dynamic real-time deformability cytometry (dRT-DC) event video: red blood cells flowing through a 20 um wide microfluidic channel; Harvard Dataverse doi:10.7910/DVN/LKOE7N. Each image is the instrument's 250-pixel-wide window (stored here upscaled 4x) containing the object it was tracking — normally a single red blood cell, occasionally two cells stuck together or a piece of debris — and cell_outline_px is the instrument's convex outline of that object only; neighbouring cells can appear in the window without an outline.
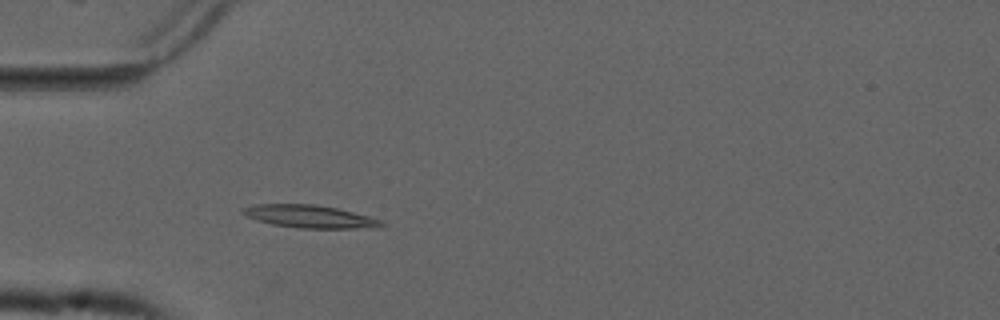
{"species": "common noctule bat (a hibernating species)", "species_latin": "Nyctalus noctula", "temperature_condition": "cold", "stored_images_in_passage": 52, "camera_frame_rate_fps": 3000, "um_per_image_px": 0.085, "animal": {"sex": "male", "forearm_length_mm": 52.5}, "frame": {"image": 1, "passage_image": 14, "time_ms": 4.333, "image_size_px": [1000, 320], "cell_outline_px": [[388, 224], [380, 228], [296, 228], [272, 224], [248, 216], [240, 212], [240, 208], [256, 204], [316, 204], [336, 208], [368, 216], [380, 220]], "centroid_in_image_um": [26.36, 18.4], "position_along_channel_um": 58.6, "area_um2": 18.38}}
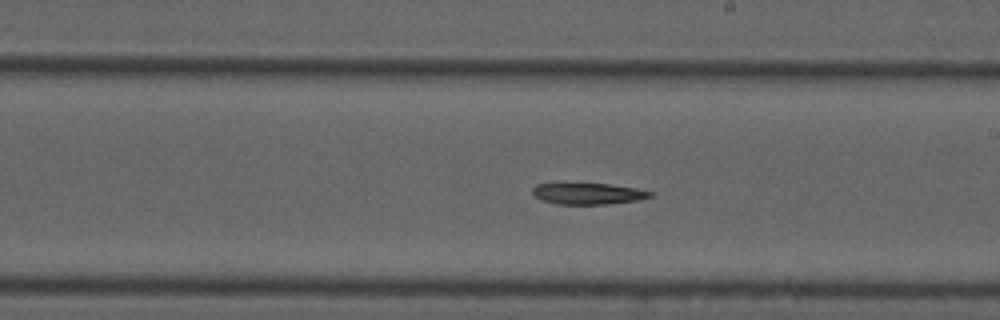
{"frame": {"image": 2, "passage_image": 29, "time_ms": 9.333, "image_size_px": [1000, 320], "cell_outline_px": [[652, 196], [636, 200], [608, 204], [556, 204], [540, 200], [532, 192], [532, 188], [536, 184], [556, 180], [564, 180], [608, 184], [636, 188], [652, 192]], "centroid_in_image_um": [49.83, 16.39], "position_along_channel_um": 239.2, "area_um2": 15.55}}
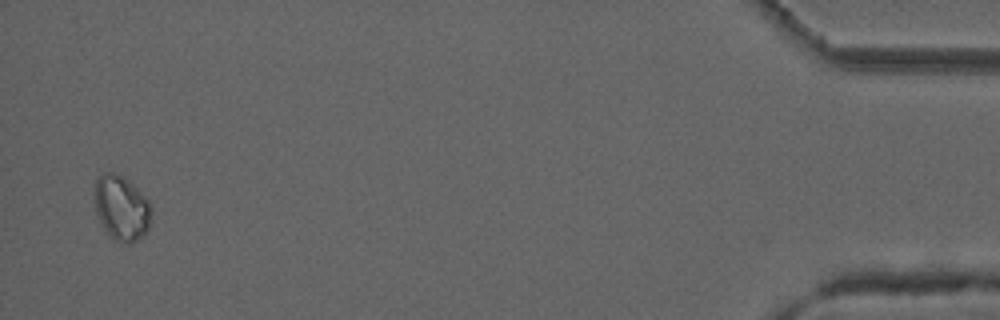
{"frame": {"image": 3, "passage_image": 51, "time_ms": 16.667, "image_size_px": [1000, 320], "cell_outline_px": [[152, 212], [148, 228], [136, 240], [128, 244], [124, 244], [116, 240], [104, 228], [96, 212], [96, 176], [104, 172], [112, 172], [124, 176], [148, 200], [152, 208]], "centroid_in_image_um": [10.34, 17.65], "position_along_channel_um": 424.9, "area_um2": 21.1}}